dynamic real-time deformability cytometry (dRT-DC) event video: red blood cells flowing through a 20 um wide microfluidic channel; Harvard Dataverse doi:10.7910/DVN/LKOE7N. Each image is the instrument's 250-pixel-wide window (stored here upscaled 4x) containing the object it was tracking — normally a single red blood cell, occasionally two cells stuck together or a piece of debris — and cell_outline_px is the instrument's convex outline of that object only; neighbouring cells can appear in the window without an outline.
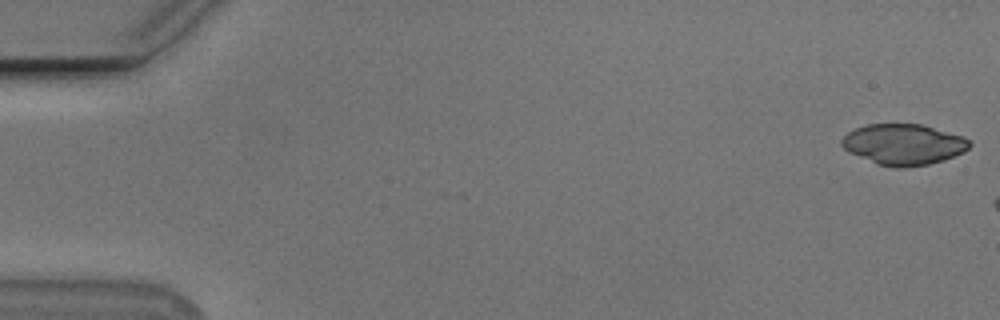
{"species": "Egyptian fruit bat (a non-hibernating species)", "species_latin": "Rousettus aegyptiacus", "temperature_condition": "cold", "stored_images_in_passage": 10, "camera_frame_rate_fps": 3000, "um_per_image_px": 0.085, "animal": {"sex": "male"}, "frame": {"image": 1, "passage_image": 1, "time_ms": 0.0, "image_size_px": [1000, 320], "cell_outline_px": [[972, 144], [964, 152], [944, 160], [928, 164], [904, 168], [896, 168], [876, 164], [848, 152], [840, 144], [840, 140], [848, 132], [856, 128], [868, 124], [920, 124], [964, 136]], "centroid_in_image_um": [76.79, 12.28], "position_along_channel_um": 8.2, "area_um2": 30.52}}